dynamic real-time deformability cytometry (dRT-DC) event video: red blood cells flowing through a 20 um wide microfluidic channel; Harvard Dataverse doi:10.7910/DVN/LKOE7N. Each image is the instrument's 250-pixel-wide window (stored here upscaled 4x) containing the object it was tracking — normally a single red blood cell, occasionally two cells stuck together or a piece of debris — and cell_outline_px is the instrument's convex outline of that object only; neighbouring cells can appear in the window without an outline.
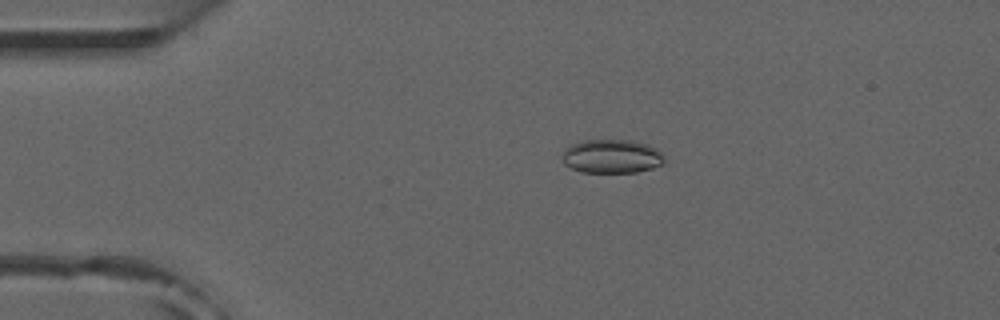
{"species": "common noctule bat (a hibernating species)", "species_latin": "Nyctalus noctula", "temperature_condition": "room temperature", "stored_images_in_passage": 52, "camera_frame_rate_fps": 3000, "um_per_image_px": 0.085, "animal": {"sex": "male", "forearm_length_mm": 52.5}, "frame": {"image": 1, "passage_image": 11, "time_ms": 3.333, "image_size_px": [1000, 320], "cell_outline_px": [[664, 160], [660, 164], [652, 168], [636, 172], [580, 172], [564, 164], [560, 156], [572, 144], [584, 140], [632, 140], [648, 144], [656, 148], [664, 156]], "centroid_in_image_um": [51.98, 13.28], "position_along_channel_um": 33.0, "area_um2": 20.06}}
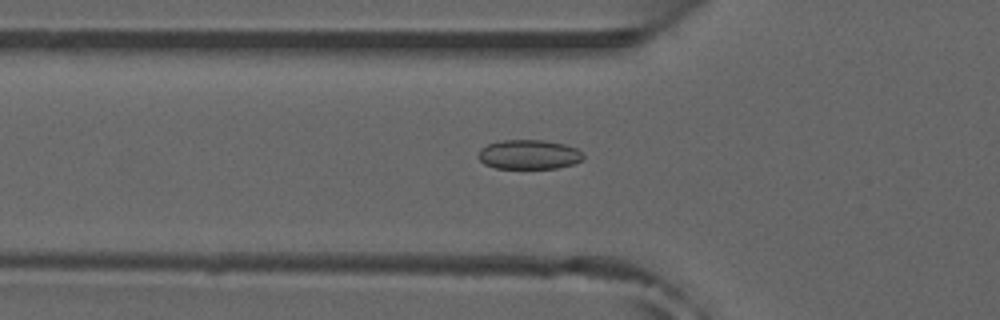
{"frame": {"image": 2, "passage_image": 18, "time_ms": 5.667, "image_size_px": [1000, 320], "cell_outline_px": [[584, 156], [580, 160], [572, 164], [556, 168], [496, 168], [484, 164], [476, 156], [480, 148], [488, 144], [504, 140], [544, 140], [564, 144], [576, 148]], "centroid_in_image_um": [44.91, 13.13], "position_along_channel_um": 80.9, "area_um2": 17.92}}
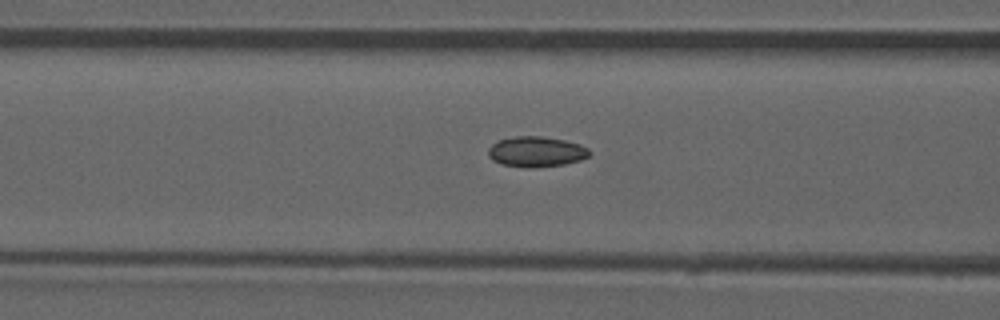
{"frame": {"image": 3, "passage_image": 21, "time_ms": 6.667, "image_size_px": [1000, 320], "cell_outline_px": [[588, 156], [580, 160], [564, 164], [500, 164], [492, 160], [488, 156], [488, 148], [492, 144], [500, 140], [516, 136], [540, 136], [564, 140], [580, 144], [588, 148]], "centroid_in_image_um": [45.57, 12.83], "position_along_channel_um": 121.0, "area_um2": 16.88}, "authors_computed_cell_mechanics": {"area_um2": 17.1666, "velocity_mm_per_s": 3.9526, "shape_relaxation_time_tau1_ms": null, "shape_relaxation_time_tau2_ms": 2.6233, "deformation_change_tau1": null, "deformation_change_tau2": 0.0489}}